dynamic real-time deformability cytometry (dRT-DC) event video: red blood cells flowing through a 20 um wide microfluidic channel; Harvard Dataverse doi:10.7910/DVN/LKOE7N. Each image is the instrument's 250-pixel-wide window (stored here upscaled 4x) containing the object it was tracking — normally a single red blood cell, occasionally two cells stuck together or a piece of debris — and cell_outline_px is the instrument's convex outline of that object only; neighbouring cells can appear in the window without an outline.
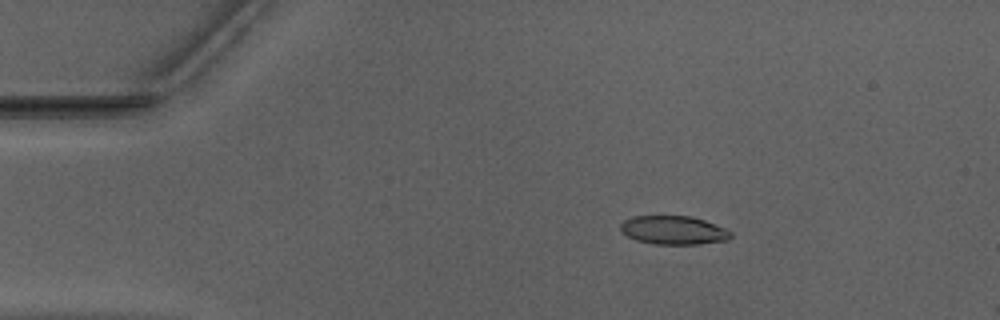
{"species": "Egyptian fruit bat (a non-hibernating species)", "species_latin": "Rousettus aegyptiacus", "temperature_condition": "warm", "stored_images_in_passage": 15, "camera_frame_rate_fps": 3000, "um_per_image_px": 0.085, "animal": {"sex": "male"}, "frame": {"image": 1, "passage_image": 9, "time_ms": 2.667, "image_size_px": [1000, 320], "cell_outline_px": [[732, 236], [728, 240], [700, 244], [652, 244], [636, 240], [620, 232], [620, 224], [624, 220], [632, 216], [692, 216], [704, 220], [724, 228], [732, 232]], "centroid_in_image_um": [57.23, 19.57], "position_along_channel_um": 27.8, "area_um2": 18.5}}